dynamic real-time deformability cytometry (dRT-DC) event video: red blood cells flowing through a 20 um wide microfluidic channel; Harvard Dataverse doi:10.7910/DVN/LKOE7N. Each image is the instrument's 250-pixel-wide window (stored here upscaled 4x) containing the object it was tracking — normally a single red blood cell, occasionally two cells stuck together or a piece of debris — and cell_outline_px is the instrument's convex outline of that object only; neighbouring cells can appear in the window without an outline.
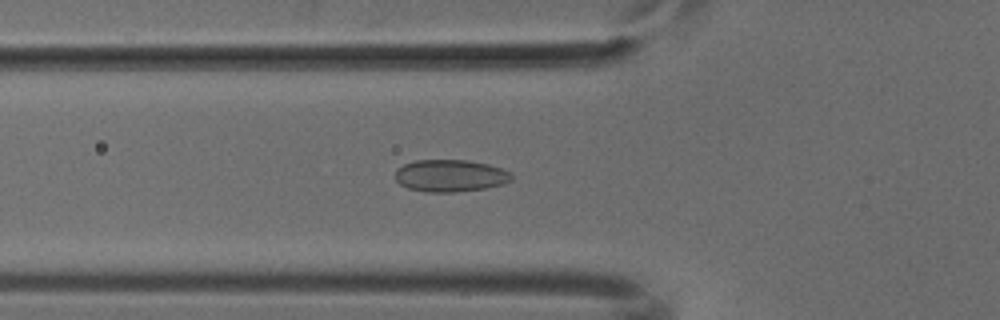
{"species": "common noctule bat (a hibernating species)", "species_latin": "Nyctalus noctula", "temperature_condition": "cold", "stored_images_in_passage": 50, "camera_frame_rate_fps": 3000, "um_per_image_px": 0.085, "animal": {"sex": "male", "body_mass_g": 18.8}, "frame": {"image": 1, "passage_image": 17, "time_ms": 5.333, "image_size_px": [1000, 320], "cell_outline_px": [[512, 180], [504, 184], [484, 188], [456, 192], [428, 192], [408, 188], [400, 184], [396, 180], [396, 168], [404, 164], [416, 160], [468, 160], [488, 164], [512, 172]], "centroid_in_image_um": [38.29, 14.93], "position_along_channel_um": 87.5, "area_um2": 21.85}}
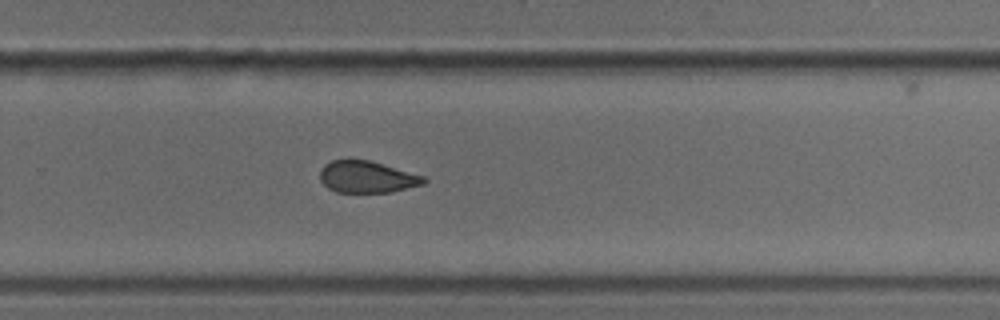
{"frame": {"image": 2, "passage_image": 33, "time_ms": 10.667, "image_size_px": [1000, 320], "cell_outline_px": [[428, 180], [424, 184], [392, 192], [336, 192], [328, 188], [320, 180], [320, 168], [324, 164], [332, 160], [348, 156], [368, 160], [424, 176]], "centroid_in_image_um": [31.14, 15.01], "position_along_channel_um": 298.7, "area_um2": 19.65}}
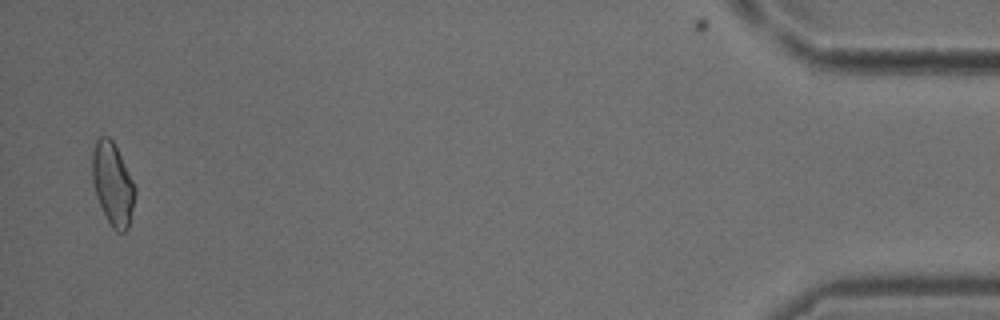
{"frame": {"image": 3, "passage_image": 49, "time_ms": 16.0, "image_size_px": [1000, 320], "cell_outline_px": [[136, 192], [128, 228], [124, 232], [116, 232], [112, 228], [96, 196], [92, 180], [92, 152], [96, 140], [100, 136], [108, 136], [112, 140], [136, 188]], "centroid_in_image_um": [9.57, 15.64], "position_along_channel_um": 425.6, "area_um2": 20.29}}